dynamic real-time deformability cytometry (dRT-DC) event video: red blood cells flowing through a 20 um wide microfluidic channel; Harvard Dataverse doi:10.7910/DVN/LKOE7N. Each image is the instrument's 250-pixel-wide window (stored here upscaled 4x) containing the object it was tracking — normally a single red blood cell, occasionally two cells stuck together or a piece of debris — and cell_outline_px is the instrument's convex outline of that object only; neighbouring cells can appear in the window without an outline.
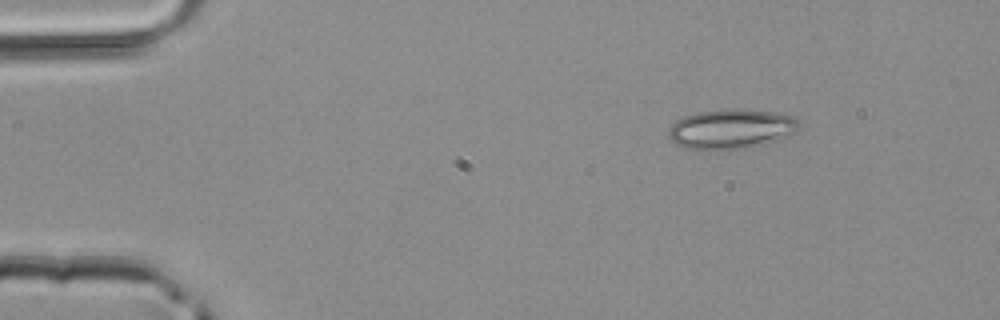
{"species": "common noctule bat (a hibernating species)", "species_latin": "Nyctalus noctula", "temperature_condition": "room temperature", "stored_images_in_passage": 4, "camera_frame_rate_fps": 3000, "um_per_image_px": 0.085, "animal": {"sex": "male", "body_mass_g": 20.4}, "frame": {"image": 1, "passage_image": 1, "time_ms": 0.0, "image_size_px": [1000, 320], "cell_outline_px": [[804, 128], [796, 132], [776, 140], [744, 148], [708, 152], [684, 148], [676, 144], [668, 136], [668, 128], [676, 120], [684, 116], [696, 112], [724, 108], [740, 108], [772, 112], [792, 116], [804, 124]], "centroid_in_image_um": [62.13, 10.97], "position_along_channel_um": 22.9, "area_um2": 31.1}}
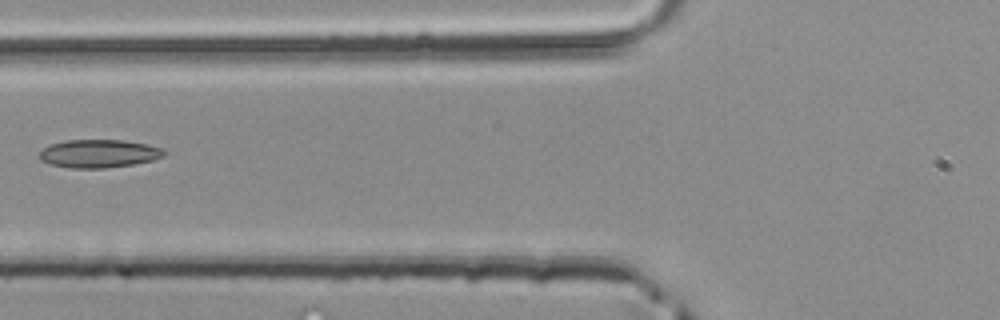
{"frame": {"image": 2, "passage_image": 4, "time_ms": 1.0, "image_size_px": [1000, 320], "cell_outline_px": [[164, 156], [152, 160], [132, 164], [104, 168], [68, 168], [48, 164], [40, 160], [40, 152], [44, 148], [52, 144], [68, 140], [124, 140], [144, 144], [160, 148], [164, 152]], "centroid_in_image_um": [8.35, 13.06], "position_along_channel_um": 117.4, "area_um2": 20.17}}